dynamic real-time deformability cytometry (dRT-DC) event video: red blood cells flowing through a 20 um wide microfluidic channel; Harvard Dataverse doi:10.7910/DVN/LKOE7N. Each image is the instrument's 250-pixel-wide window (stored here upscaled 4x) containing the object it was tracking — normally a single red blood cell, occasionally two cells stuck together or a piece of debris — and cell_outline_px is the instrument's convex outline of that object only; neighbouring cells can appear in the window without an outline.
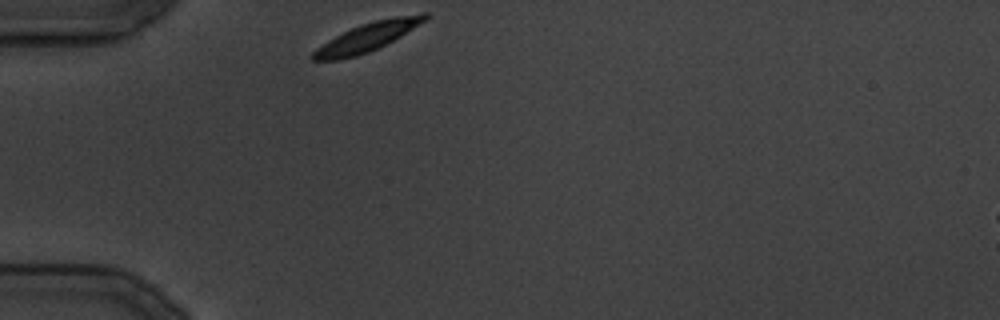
{"species": "common noctule bat (a hibernating species)", "species_latin": "Nyctalus noctula", "temperature_condition": "cold", "stored_images_in_passage": 21, "camera_frame_rate_fps": 3000, "um_per_image_px": 0.085, "animal": {"sex": "male", "body_mass_g": 19.5, "forearm_length_mm": 54.6}, "frame": {"image": 1, "passage_image": 1, "time_ms": 0.0, "image_size_px": [1000, 320], "cell_outline_px": [[428, 20], [400, 36], [368, 52], [356, 56], [340, 60], [312, 60], [308, 56], [316, 48], [328, 40], [352, 28], [376, 20], [396, 16], [424, 12], [428, 12]], "centroid_in_image_um": [31.22, 3.15], "position_along_channel_um": 53.8, "area_um2": 18.38}}
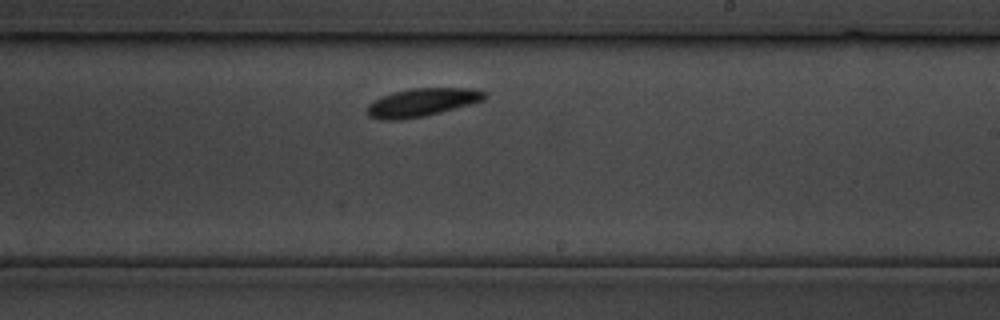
{"frame": {"image": 2, "passage_image": 13, "time_ms": 14.667, "image_size_px": [1000, 320], "cell_outline_px": [[488, 96], [484, 100], [440, 112], [424, 116], [396, 120], [380, 120], [368, 116], [368, 104], [392, 92], [412, 88], [472, 88], [488, 92]], "centroid_in_image_um": [35.9, 8.69], "position_along_channel_um": 253.1, "area_um2": 19.13}}
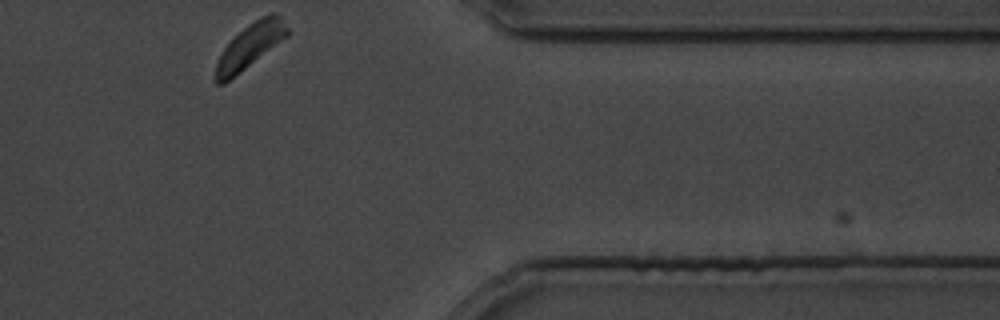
{"frame": {"image": 3, "passage_image": 21, "time_ms": 25.0, "image_size_px": [1000, 320], "cell_outline_px": [[292, 32], [288, 36], [224, 84], [216, 84], [212, 80], [216, 64], [224, 48], [248, 24], [260, 16], [268, 12], [276, 12], [280, 16]], "centroid_in_image_um": [21.27, 3.89], "position_along_channel_um": 390.1, "area_um2": 18.67}}